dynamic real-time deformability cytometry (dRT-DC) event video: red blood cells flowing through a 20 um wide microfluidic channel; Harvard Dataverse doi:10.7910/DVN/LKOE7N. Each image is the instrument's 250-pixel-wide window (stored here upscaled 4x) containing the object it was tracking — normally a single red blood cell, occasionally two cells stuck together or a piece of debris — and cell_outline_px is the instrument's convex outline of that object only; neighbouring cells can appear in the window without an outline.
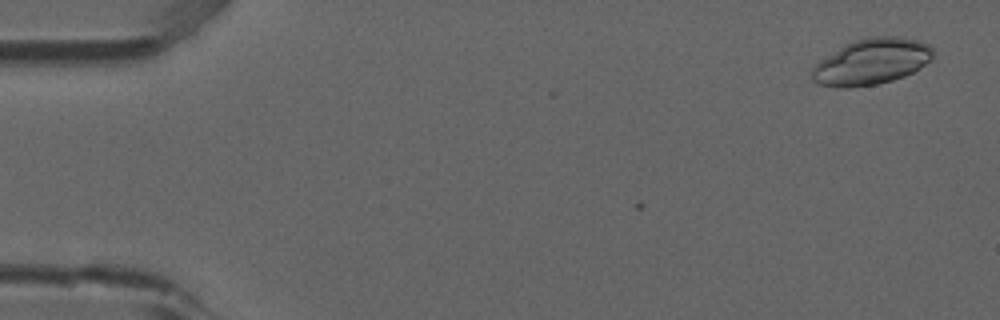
{"species": "common noctule bat (a hibernating species)", "species_latin": "Nyctalus noctula", "temperature_condition": "room temperature", "stored_images_in_passage": 3, "camera_frame_rate_fps": 3000, "um_per_image_px": 0.085, "animal": {"sex": "male", "forearm_length_mm": 52.5}, "frame": {"image": 1, "passage_image": 3, "time_ms": 0.667, "image_size_px": [1000, 320], "cell_outline_px": [[932, 60], [920, 68], [904, 76], [892, 80], [876, 84], [848, 88], [840, 88], [816, 84], [812, 80], [812, 68], [820, 60], [844, 44], [852, 40], [868, 36], [904, 36], [920, 40], [928, 44], [932, 48]], "centroid_in_image_um": [74.08, 5.22], "position_along_channel_um": 10.9, "area_um2": 32.83}}